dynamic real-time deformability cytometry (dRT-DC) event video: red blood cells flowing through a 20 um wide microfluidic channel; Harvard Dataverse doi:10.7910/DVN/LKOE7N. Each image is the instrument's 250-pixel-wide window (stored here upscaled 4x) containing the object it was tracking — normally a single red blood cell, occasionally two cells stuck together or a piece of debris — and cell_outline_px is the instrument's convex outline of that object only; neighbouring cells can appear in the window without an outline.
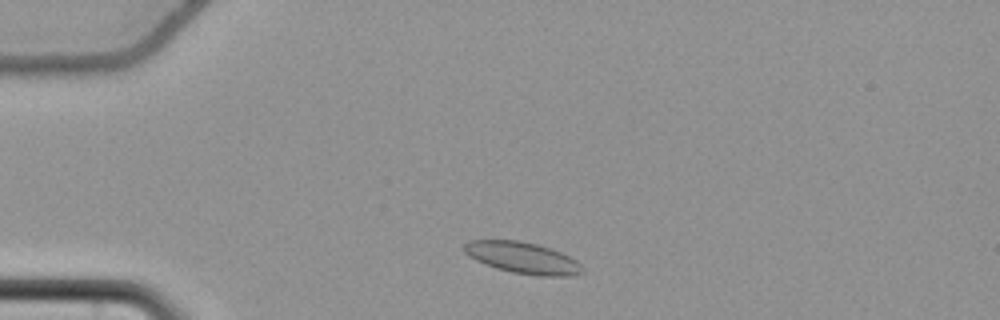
{"species": "common noctule bat (a hibernating species)", "species_latin": "Nyctalus noctula", "temperature_condition": "cold", "stored_images_in_passage": 48, "camera_frame_rate_fps": 3000, "um_per_image_px": 0.085, "animal": {"sex": "female", "body_mass_g": 22.7, "forearm_length_mm": 54.2}, "frame": {"image": 1, "passage_image": 5, "time_ms": 1.333, "image_size_px": [1000, 320], "cell_outline_px": [[584, 272], [568, 276], [540, 276], [512, 272], [496, 268], [476, 260], [468, 256], [464, 252], [464, 244], [468, 240], [516, 240], [536, 244], [560, 252], [576, 260], [584, 268]], "centroid_in_image_um": [44.41, 21.91], "position_along_channel_um": 40.6, "area_um2": 21.5}}
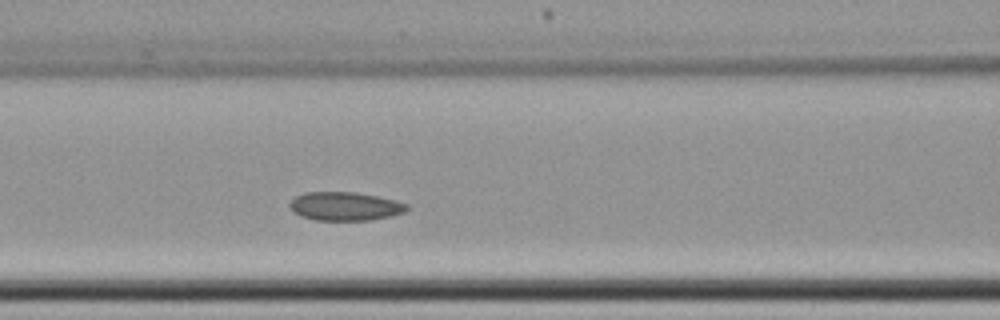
{"frame": {"image": 2, "passage_image": 16, "time_ms": 5.0, "image_size_px": [1000, 320], "cell_outline_px": [[408, 208], [404, 212], [392, 216], [368, 220], [316, 220], [300, 216], [288, 204], [296, 196], [304, 192], [356, 192], [396, 200], [408, 204]], "centroid_in_image_um": [29.35, 17.53], "position_along_channel_um": 137.3, "area_um2": 19.42}}
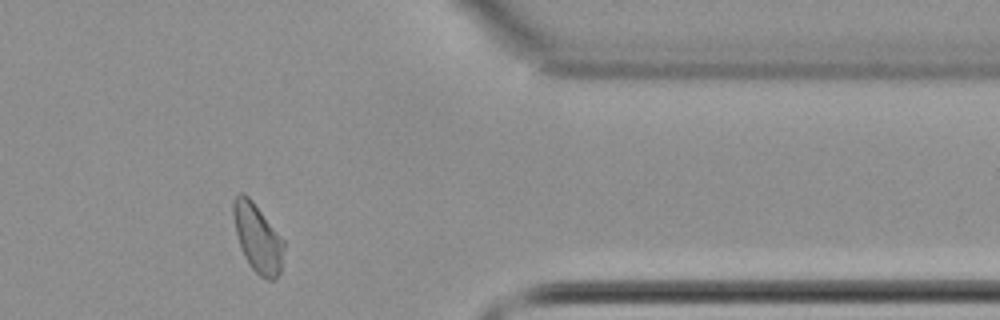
{"frame": {"image": 3, "passage_image": 38, "time_ms": 12.333, "image_size_px": [1000, 320], "cell_outline_px": [[284, 248], [280, 272], [276, 280], [268, 280], [260, 276], [248, 264], [244, 256], [236, 232], [232, 212], [232, 204], [236, 196], [240, 192], [244, 192], [252, 200], [284, 240]], "centroid_in_image_um": [21.9, 20.23], "position_along_channel_um": 389.5, "area_um2": 20.06}, "authors_computed_cell_mechanics": {"area_um2": 20.0566, "velocity_mm_per_s": 3.6712, "shape_relaxation_time_tau1_ms": null, "shape_relaxation_time_tau2_ms": 7.2138, "deformation_change_tau1": null, "deformation_change_tau2": 0.0777}}